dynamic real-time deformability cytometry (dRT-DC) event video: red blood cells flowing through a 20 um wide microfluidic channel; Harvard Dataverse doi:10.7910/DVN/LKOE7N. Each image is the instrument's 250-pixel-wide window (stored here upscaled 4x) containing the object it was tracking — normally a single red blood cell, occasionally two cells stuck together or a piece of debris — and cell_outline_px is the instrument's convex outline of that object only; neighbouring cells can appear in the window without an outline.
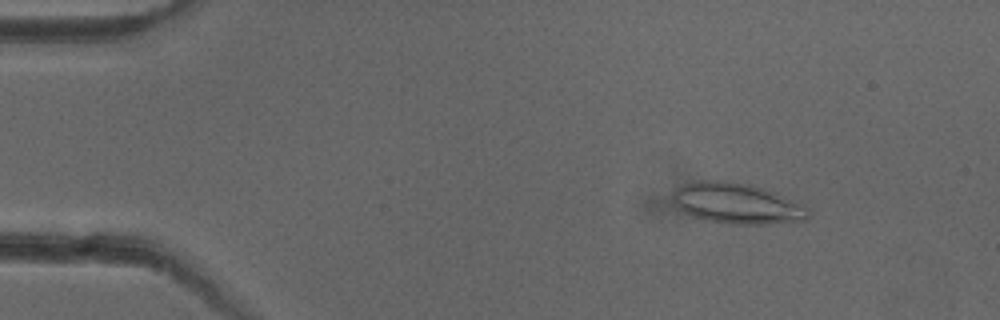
{"species": "common noctule bat (a hibernating species)", "species_latin": "Nyctalus noctula", "temperature_condition": "cold", "stored_images_in_passage": 52, "camera_frame_rate_fps": 3000, "um_per_image_px": 0.085, "animal": {"sex": "female"}, "frame": {"image": 1, "passage_image": 7, "time_ms": 2.0, "image_size_px": [1000, 320], "cell_outline_px": [[808, 216], [804, 220], [768, 224], [732, 224], [708, 220], [692, 216], [684, 212], [672, 200], [672, 192], [676, 188], [684, 184], [700, 180], [724, 180], [748, 184], [776, 192], [804, 204], [808, 208]], "centroid_in_image_um": [62.64, 17.28], "position_along_channel_um": 22.4, "area_um2": 32.14}}
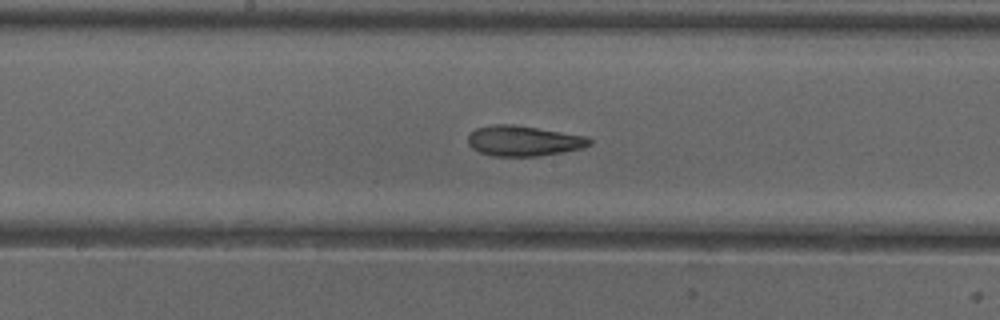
{"frame": {"image": 2, "passage_image": 27, "time_ms": 8.667, "image_size_px": [1000, 320], "cell_outline_px": [[592, 144], [584, 148], [564, 152], [540, 156], [492, 156], [480, 152], [472, 148], [468, 144], [468, 136], [476, 128], [496, 124], [512, 124], [588, 136], [592, 140]], "centroid_in_image_um": [44.54, 11.98], "position_along_channel_um": 203.7, "area_um2": 21.62}}
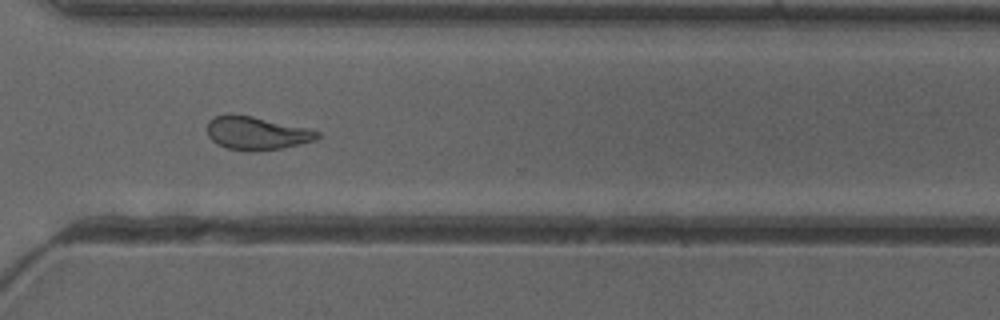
{"frame": {"image": 3, "passage_image": 38, "time_ms": 12.333, "image_size_px": [1000, 320], "cell_outline_px": [[320, 136], [316, 140], [280, 148], [248, 152], [228, 148], [216, 144], [208, 136], [208, 120], [216, 116], [228, 112], [232, 112], [252, 116], [304, 128], [320, 132]], "centroid_in_image_um": [21.74, 11.3], "position_along_channel_um": 348.9, "area_um2": 21.27}, "authors_computed_cell_mechanics": {"area_um2": 21.9351, "velocity_mm_per_s": 3.9749, "shape_relaxation_time_tau1_ms": null, "shape_relaxation_time_tau2_ms": 3.0078, "deformation_change_tau1": null, "deformation_change_tau2": 0.1068}}